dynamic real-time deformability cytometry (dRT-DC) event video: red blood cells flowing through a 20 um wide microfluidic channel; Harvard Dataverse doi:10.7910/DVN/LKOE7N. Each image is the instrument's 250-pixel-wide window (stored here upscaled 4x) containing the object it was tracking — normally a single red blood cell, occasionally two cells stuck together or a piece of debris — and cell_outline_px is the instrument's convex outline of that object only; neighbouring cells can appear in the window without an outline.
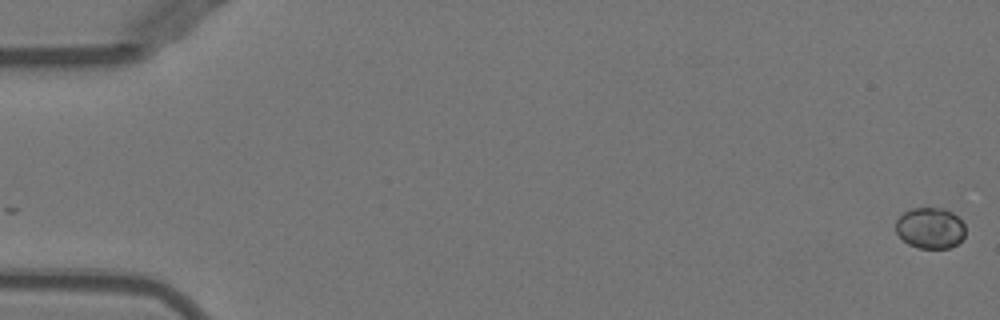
{"species": "Egyptian fruit bat (a non-hibernating species)", "species_latin": "Rousettus aegyptiacus", "temperature_condition": "warm", "stored_images_in_passage": 26, "camera_frame_rate_fps": 3000, "um_per_image_px": 0.085, "animal": {"sex": "female"}, "frame": {"image": 1, "passage_image": 1, "time_ms": 0.0, "image_size_px": [1000, 320], "cell_outline_px": [[964, 236], [956, 244], [948, 248], [920, 248], [908, 244], [896, 232], [896, 220], [904, 212], [912, 208], [944, 208], [952, 212], [964, 224]], "centroid_in_image_um": [79.05, 19.37], "position_along_channel_um": 5.9, "area_um2": 16.47}}
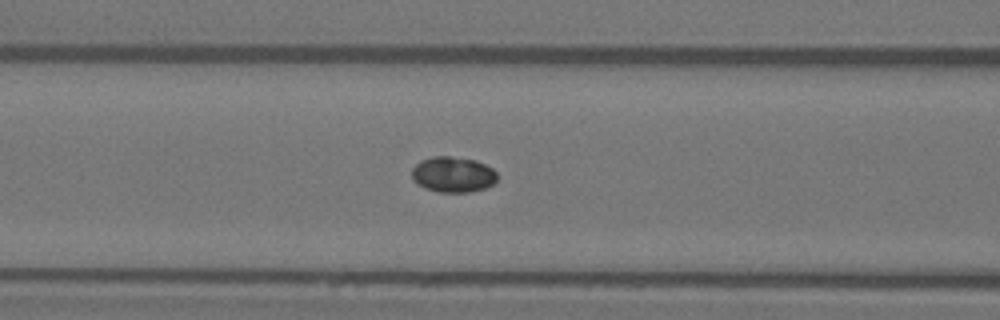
{"frame": {"image": 2, "passage_image": 22, "time_ms": 7.0, "image_size_px": [1000, 320], "cell_outline_px": [[496, 180], [492, 184], [484, 188], [468, 192], [436, 192], [424, 188], [416, 184], [412, 180], [412, 168], [420, 160], [432, 156], [448, 156], [476, 160], [492, 168], [496, 172]], "centroid_in_image_um": [38.45, 14.83], "position_along_channel_um": 128.1, "area_um2": 17.8}}
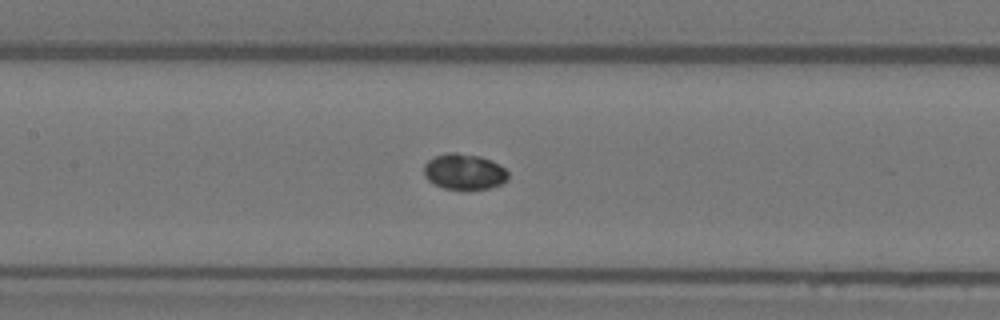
{"frame": {"image": 3, "passage_image": 25, "time_ms": 8.0, "image_size_px": [1000, 320], "cell_outline_px": [[508, 176], [500, 184], [488, 188], [444, 188], [428, 180], [424, 176], [424, 164], [428, 160], [436, 156], [448, 152], [456, 152], [480, 156], [504, 168], [508, 172]], "centroid_in_image_um": [39.41, 14.57], "position_along_channel_um": 168.0, "area_um2": 17.05}}